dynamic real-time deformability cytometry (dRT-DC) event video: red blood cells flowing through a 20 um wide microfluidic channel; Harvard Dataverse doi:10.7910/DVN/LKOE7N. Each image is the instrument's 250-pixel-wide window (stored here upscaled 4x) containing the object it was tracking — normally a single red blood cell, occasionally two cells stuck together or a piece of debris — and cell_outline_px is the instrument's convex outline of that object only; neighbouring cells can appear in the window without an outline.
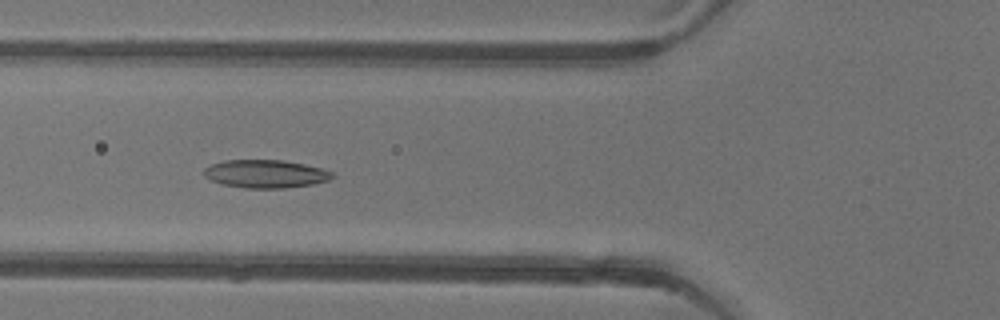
{"species": "common noctule bat (a hibernating species)", "species_latin": "Nyctalus noctula", "temperature_condition": "warm", "stored_images_in_passage": 53, "camera_frame_rate_fps": 3000, "um_per_image_px": 0.085, "animal": {"sex": "female"}, "frame": {"image": 1, "passage_image": 20, "time_ms": 6.333, "image_size_px": [1000, 320], "cell_outline_px": [[336, 176], [328, 180], [312, 184], [284, 188], [244, 188], [220, 184], [204, 176], [204, 168], [212, 164], [224, 160], [280, 160], [304, 164], [320, 168], [332, 172]], "centroid_in_image_um": [22.55, 14.78], "position_along_channel_um": 103.2, "area_um2": 20.92}}
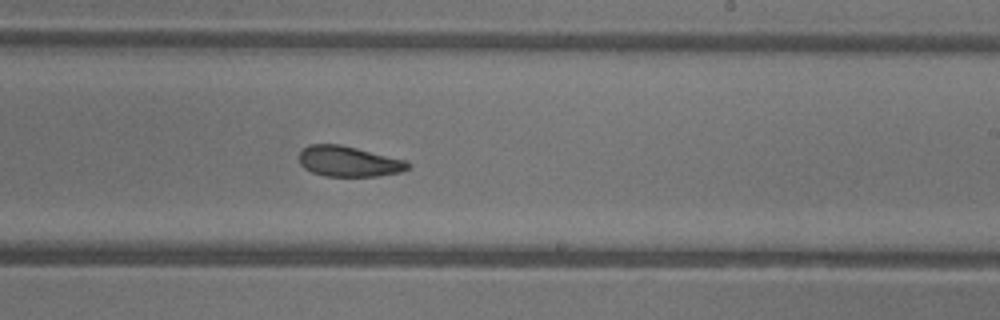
{"frame": {"image": 2, "passage_image": 32, "time_ms": 10.333, "image_size_px": [1000, 320], "cell_outline_px": [[412, 164], [408, 168], [400, 172], [376, 176], [324, 176], [312, 172], [304, 168], [300, 164], [300, 152], [308, 144], [340, 144], [404, 160]], "centroid_in_image_um": [29.61, 13.72], "position_along_channel_um": 259.4, "area_um2": 19.13}}
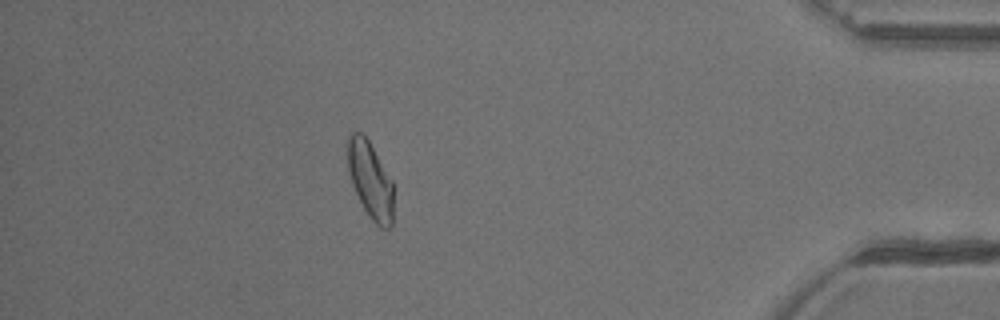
{"frame": {"image": 3, "passage_image": 47, "time_ms": 15.333, "image_size_px": [1000, 320], "cell_outline_px": [[392, 228], [380, 228], [372, 220], [364, 208], [352, 184], [348, 172], [348, 132], [360, 132], [368, 140], [392, 180]], "centroid_in_image_um": [31.47, 15.3], "position_along_channel_um": 403.7, "area_um2": 20.17}, "authors_computed_cell_mechanics": {"area_um2": 21.0392, "velocity_mm_per_s": 3.8979, "shape_relaxation_time_tau1_ms": 5.0933, "shape_relaxation_time_tau2_ms": 3.7984, "deformation_change_tau1": 0.1307, "deformation_change_tau2": 0.0915}}